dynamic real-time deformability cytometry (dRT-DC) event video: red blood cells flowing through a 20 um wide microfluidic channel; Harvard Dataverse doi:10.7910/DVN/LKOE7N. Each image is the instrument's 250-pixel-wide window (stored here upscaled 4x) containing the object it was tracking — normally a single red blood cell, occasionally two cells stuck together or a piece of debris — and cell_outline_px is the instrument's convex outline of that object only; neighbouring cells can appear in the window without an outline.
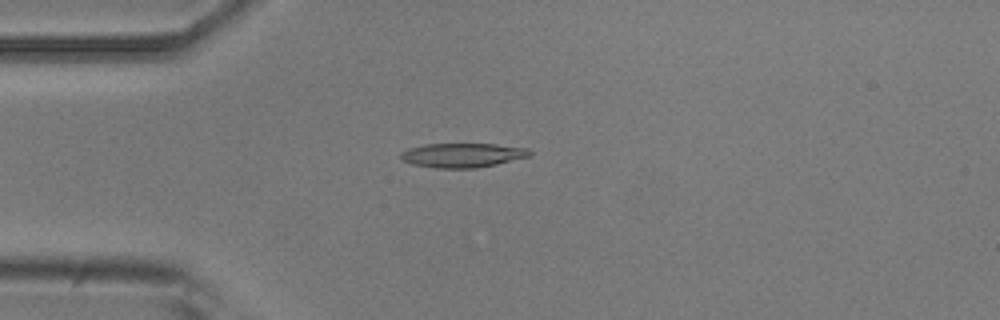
{"species": "common noctule bat (a hibernating species)", "species_latin": "Nyctalus noctula", "temperature_condition": "room temperature", "stored_images_in_passage": 54, "camera_frame_rate_fps": 3000, "um_per_image_px": 0.085, "animal": {"sex": "male", "body_mass_g": 20.5, "forearm_length_mm": 52.5}, "frame": {"image": 1, "passage_image": 14, "time_ms": 4.333, "image_size_px": [1000, 320], "cell_outline_px": [[532, 156], [496, 164], [476, 168], [436, 168], [412, 164], [404, 160], [400, 156], [400, 152], [408, 148], [424, 144], [496, 144], [528, 148], [532, 152]], "centroid_in_image_um": [39.34, 13.19], "position_along_channel_um": 45.7, "area_um2": 18.32}}
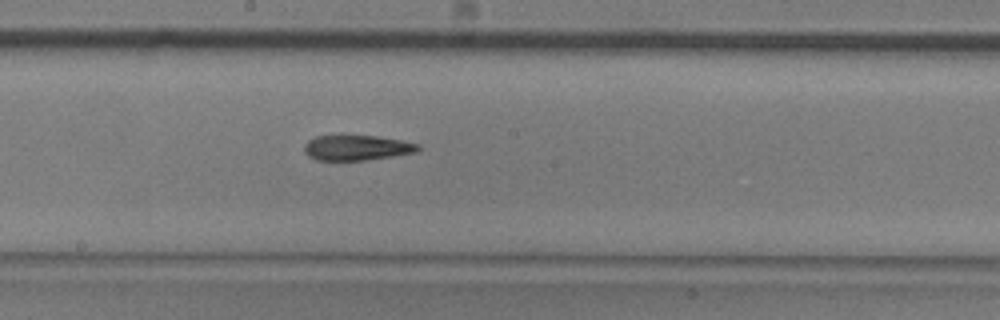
{"frame": {"image": 2, "passage_image": 29, "time_ms": 9.333, "image_size_px": [1000, 320], "cell_outline_px": [[420, 148], [416, 152], [368, 160], [316, 160], [308, 156], [304, 152], [304, 144], [308, 140], [316, 136], [376, 136], [404, 140], [420, 144]], "centroid_in_image_um": [30.33, 12.56], "position_along_channel_um": 217.9, "area_um2": 16.76}}
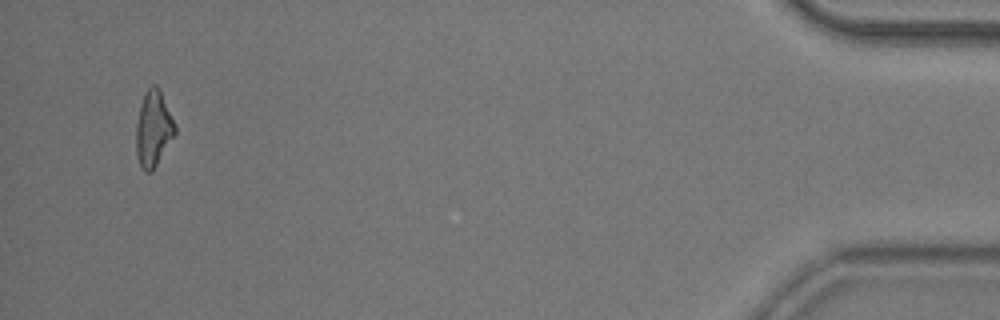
{"frame": {"image": 3, "passage_image": 52, "time_ms": 17.0, "image_size_px": [1000, 320], "cell_outline_px": [[176, 132], [152, 172], [144, 172], [136, 156], [136, 124], [140, 104], [148, 88], [152, 84], [156, 84], [160, 88], [176, 124]], "centroid_in_image_um": [13.04, 10.92], "position_along_channel_um": 422.2, "area_um2": 17.28}, "authors_computed_cell_mechanics": {"area_um2": 17.6868, "velocity_mm_per_s": 3.7352, "shape_relaxation_time_tau1_ms": 8.2967, "shape_relaxation_time_tau2_ms": 5.1558, "deformation_change_tau1": 0.231, "deformation_change_tau2": 0.1538}}